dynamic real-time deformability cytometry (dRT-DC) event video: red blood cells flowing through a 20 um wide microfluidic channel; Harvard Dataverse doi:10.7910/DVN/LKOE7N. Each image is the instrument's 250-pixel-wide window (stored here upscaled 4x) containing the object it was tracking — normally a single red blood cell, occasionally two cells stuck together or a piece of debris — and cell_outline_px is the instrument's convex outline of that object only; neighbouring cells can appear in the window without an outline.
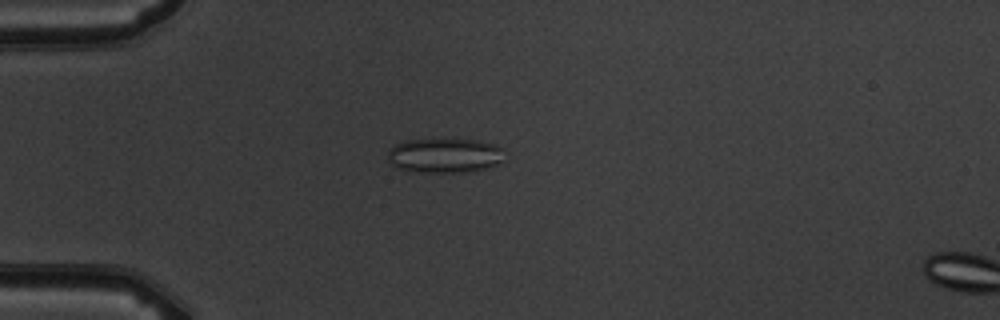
{"species": "common noctule bat (a hibernating species)", "species_latin": "Nyctalus noctula", "temperature_condition": "warm", "stored_images_in_passage": 5, "camera_frame_rate_fps": 3000, "um_per_image_px": 0.085, "animal": {"sex": "male", "body_mass_g": 19.5, "forearm_length_mm": 54.6}, "frame": {"image": 1, "passage_image": 4, "time_ms": 4.333, "image_size_px": [1000, 320], "cell_outline_px": [[504, 160], [500, 164], [488, 168], [468, 172], [420, 172], [400, 168], [392, 164], [388, 160], [388, 148], [396, 144], [408, 140], [440, 136], [476, 140], [496, 144], [504, 148]], "centroid_in_image_um": [37.86, 13.17], "position_along_channel_um": 47.1, "area_um2": 24.62}}